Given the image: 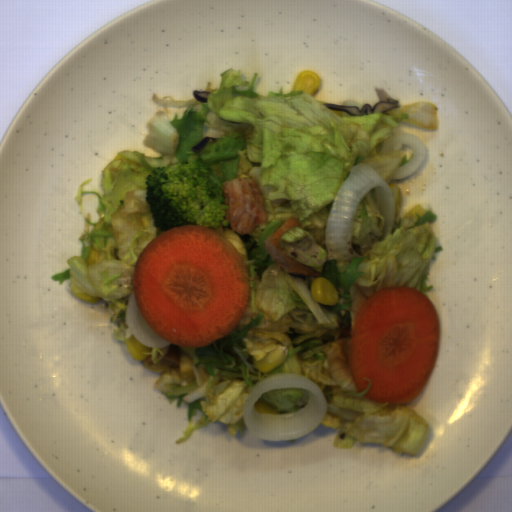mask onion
<instances>
[{
	"instance_id": "6bf65262",
	"label": "onion",
	"mask_w": 512,
	"mask_h": 512,
	"mask_svg": "<svg viewBox=\"0 0 512 512\" xmlns=\"http://www.w3.org/2000/svg\"><path fill=\"white\" fill-rule=\"evenodd\" d=\"M377 188L384 215L383 237L392 234L396 221L393 193L387 181L370 165L358 163L337 190L326 220L325 245L329 254L340 255L346 262L360 256L353 248L352 228L356 210L367 192Z\"/></svg>"
},
{
	"instance_id": "55239325",
	"label": "onion",
	"mask_w": 512,
	"mask_h": 512,
	"mask_svg": "<svg viewBox=\"0 0 512 512\" xmlns=\"http://www.w3.org/2000/svg\"><path fill=\"white\" fill-rule=\"evenodd\" d=\"M389 151H401L406 154V160L410 161L406 165H402L395 169L391 175V179H401L415 172L424 162L426 150L424 142L419 136L407 133L393 134L390 141L383 145L380 153H388Z\"/></svg>"
},
{
	"instance_id": "06740285",
	"label": "onion",
	"mask_w": 512,
	"mask_h": 512,
	"mask_svg": "<svg viewBox=\"0 0 512 512\" xmlns=\"http://www.w3.org/2000/svg\"><path fill=\"white\" fill-rule=\"evenodd\" d=\"M286 387L301 388L304 397L298 401V411L279 412L280 415H261L255 409L261 395ZM328 414V403L321 388L309 379L296 374L278 373L259 380L249 391L243 418L251 436L271 442L294 441L317 428Z\"/></svg>"
},
{
	"instance_id": "23ac38db",
	"label": "onion",
	"mask_w": 512,
	"mask_h": 512,
	"mask_svg": "<svg viewBox=\"0 0 512 512\" xmlns=\"http://www.w3.org/2000/svg\"><path fill=\"white\" fill-rule=\"evenodd\" d=\"M124 318L127 323L125 341L134 336L144 347L161 349L172 344L149 328L140 312L134 292L127 301Z\"/></svg>"
}]
</instances>
